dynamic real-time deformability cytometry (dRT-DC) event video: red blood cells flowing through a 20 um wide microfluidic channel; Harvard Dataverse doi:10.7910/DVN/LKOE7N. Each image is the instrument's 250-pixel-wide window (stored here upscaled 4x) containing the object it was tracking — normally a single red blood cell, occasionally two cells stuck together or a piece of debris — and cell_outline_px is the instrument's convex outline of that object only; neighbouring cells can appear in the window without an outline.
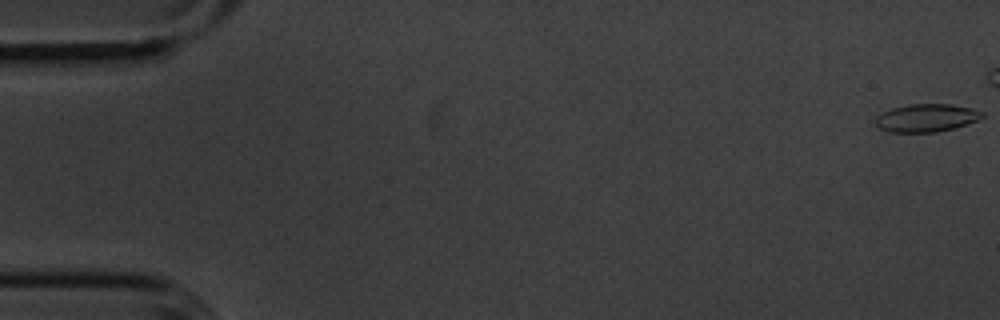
{"species": "common noctule bat (a hibernating species)", "species_latin": "Nyctalus noctula", "temperature_condition": "cold", "stored_images_in_passage": 12, "camera_frame_rate_fps": 3000, "um_per_image_px": 0.085, "animal": {"sex": "male", "body_mass_g": 20.1, "forearm_length_mm": 53.5}, "frame": {"image": 1, "passage_image": 1, "time_ms": 0.0, "image_size_px": [1000, 320], "cell_outline_px": [[984, 116], [976, 120], [952, 128], [936, 132], [888, 132], [880, 128], [876, 124], [876, 116], [892, 108], [912, 104], [948, 104], [972, 108], [984, 112]], "centroid_in_image_um": [78.73, 10.02], "position_along_channel_um": 6.3, "area_um2": 17.05}}